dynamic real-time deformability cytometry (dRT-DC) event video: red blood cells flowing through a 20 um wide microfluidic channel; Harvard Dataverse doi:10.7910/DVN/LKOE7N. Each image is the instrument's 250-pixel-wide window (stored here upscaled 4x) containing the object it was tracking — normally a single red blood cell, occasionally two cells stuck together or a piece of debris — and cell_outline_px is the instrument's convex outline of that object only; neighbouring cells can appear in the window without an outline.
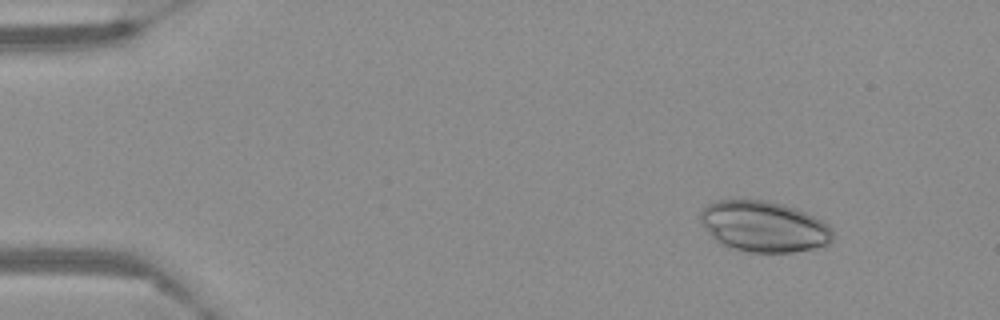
{"species": "Egyptian fruit bat (a non-hibernating species)", "species_latin": "Rousettus aegyptiacus", "temperature_condition": "warm", "stored_images_in_passage": 56, "camera_frame_rate_fps": 3000, "um_per_image_px": 0.085, "frame": {"image": 1, "passage_image": 4, "time_ms": 1.0, "image_size_px": [1000, 320], "cell_outline_px": [[832, 240], [828, 244], [812, 248], [792, 252], [748, 252], [728, 248], [720, 244], [708, 232], [700, 220], [700, 212], [708, 204], [716, 200], [764, 200], [784, 204], [804, 212], [828, 224], [832, 228]], "centroid_in_image_um": [64.9, 19.26], "position_along_channel_um": 20.1, "area_um2": 39.07}}
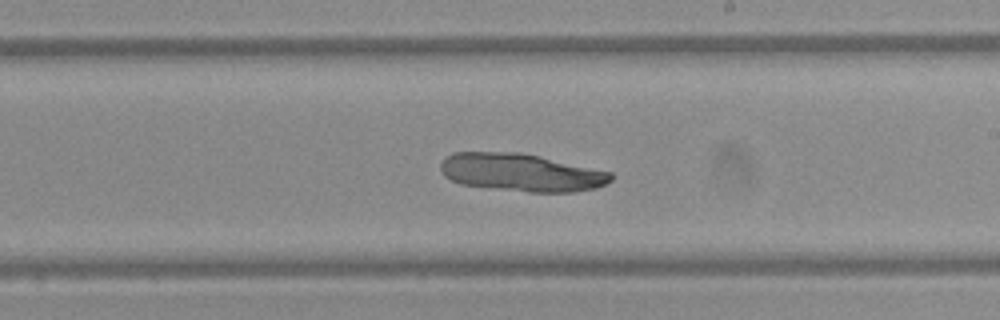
{"frame": {"image": 2, "passage_image": 32, "time_ms": 10.333, "image_size_px": [1000, 320], "cell_outline_px": [[612, 180], [596, 188], [572, 192], [528, 192], [460, 184], [444, 176], [440, 168], [440, 164], [452, 152], [520, 152], [540, 156], [612, 172]], "centroid_in_image_um": [44.3, 14.66], "position_along_channel_um": 244.7, "area_um2": 37.45}}
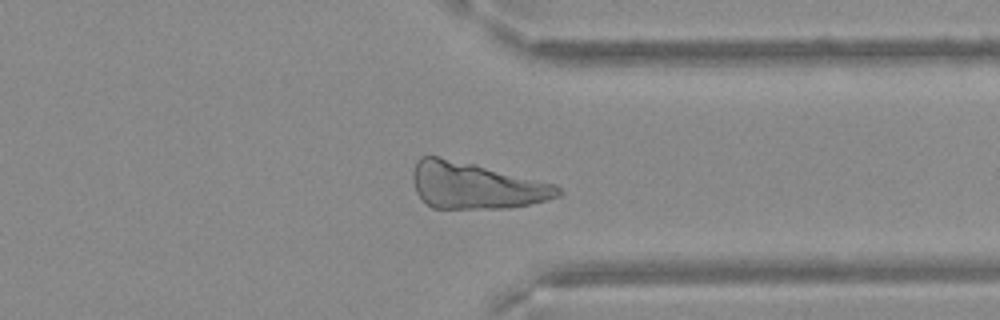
{"frame": {"image": 3, "passage_image": 43, "time_ms": 14.0, "image_size_px": [1000, 320], "cell_outline_px": [[564, 196], [548, 200], [508, 208], [432, 208], [416, 192], [412, 180], [412, 172], [416, 160], [420, 156], [436, 156], [476, 164], [556, 184], [564, 192]], "centroid_in_image_um": [40.47, 15.77], "position_along_channel_um": 370.9, "area_um2": 39.48}}